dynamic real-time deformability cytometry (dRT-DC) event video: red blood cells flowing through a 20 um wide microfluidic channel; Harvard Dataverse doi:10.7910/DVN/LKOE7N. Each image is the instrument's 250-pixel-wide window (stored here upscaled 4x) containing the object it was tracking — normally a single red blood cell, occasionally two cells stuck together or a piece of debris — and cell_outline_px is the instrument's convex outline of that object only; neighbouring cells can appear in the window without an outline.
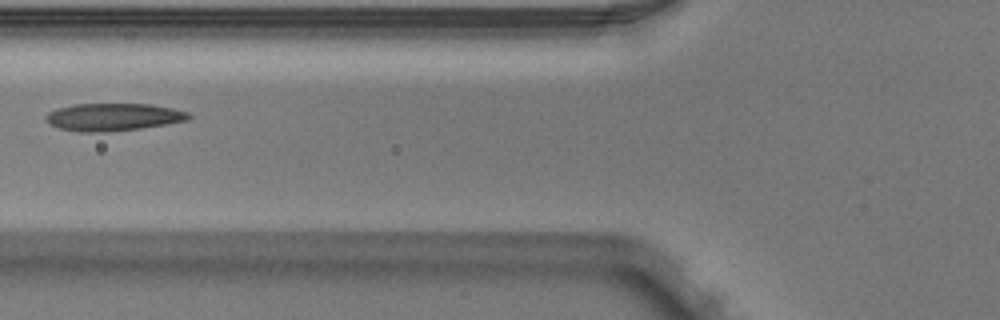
{"species": "Egyptian fruit bat (a non-hibernating species)", "species_latin": "Rousettus aegyptiacus", "temperature_condition": "warm", "stored_images_in_passage": 3, "camera_frame_rate_fps": 3000, "um_per_image_px": 0.085, "animal": {"sex": "male"}, "frame": {"image": 1, "passage_image": 2, "time_ms": 0.333, "image_size_px": [1000, 320], "cell_outline_px": [[192, 116], [188, 120], [140, 128], [100, 132], [80, 132], [60, 128], [52, 124], [44, 116], [48, 112], [56, 108], [72, 104], [152, 104], [172, 108], [188, 112]], "centroid_in_image_um": [9.62, 9.93], "position_along_channel_um": 116.2, "area_um2": 22.72}}
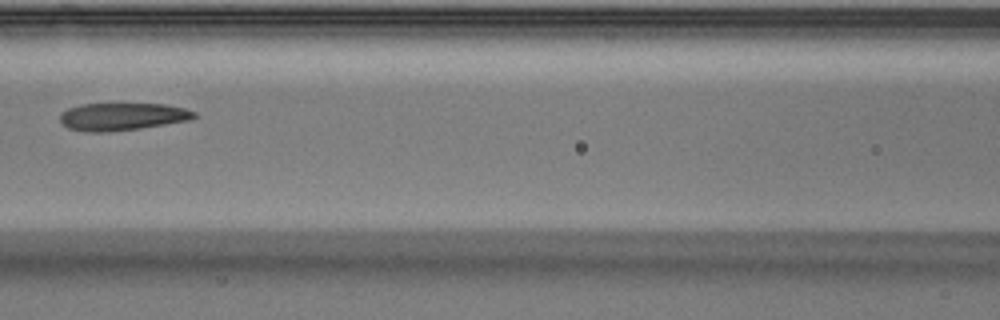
{"frame": {"image": 2, "passage_image": 3, "time_ms": 0.667, "image_size_px": [1000, 320], "cell_outline_px": [[196, 116], [192, 120], [140, 128], [112, 132], [84, 132], [68, 128], [60, 120], [60, 112], [68, 108], [80, 104], [164, 104], [184, 108], [196, 112]], "centroid_in_image_um": [10.38, 9.92], "position_along_channel_um": 156.2, "area_um2": 21.68}}